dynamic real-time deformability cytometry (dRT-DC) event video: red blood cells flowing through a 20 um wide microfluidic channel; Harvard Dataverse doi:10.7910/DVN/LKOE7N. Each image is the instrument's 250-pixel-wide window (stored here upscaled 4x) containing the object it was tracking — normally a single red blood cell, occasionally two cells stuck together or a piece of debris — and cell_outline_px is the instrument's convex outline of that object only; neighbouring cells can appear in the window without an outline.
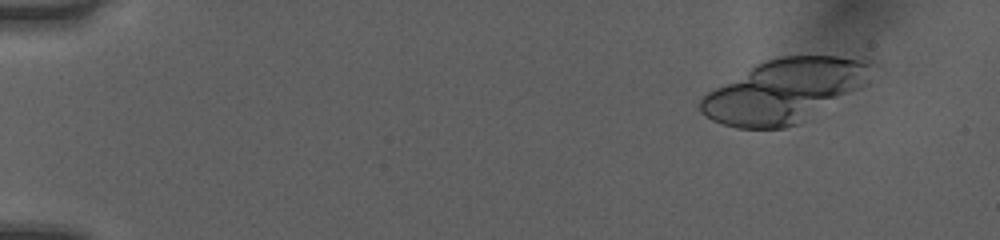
{"species": "human", "species_latin": "Homo sapiens", "temperature_condition": "room temperature", "stored_images_in_passage": 20, "camera_frame_rate_fps": 3000, "um_per_image_px": 0.085, "donor": {"sex": "female"}, "frame": {"image": 1, "passage_image": 5, "time_ms": 1.333, "image_size_px": [1000, 240], "cell_outline_px": [[872, 64], [860, 88], [796, 124], [784, 128], [736, 128], [712, 120], [700, 112], [696, 104], [708, 92], [756, 64], [780, 56], [836, 56], [868, 60]], "centroid_in_image_um": [66.59, 7.73], "position_along_channel_um": 18.4, "area_um2": 61.79}}
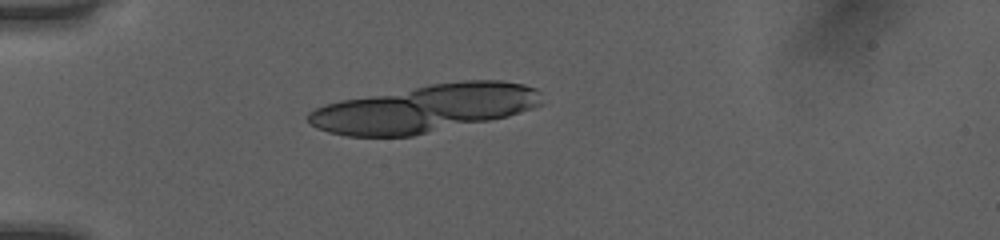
{"frame": {"image": 2, "passage_image": 15, "time_ms": 4.667, "image_size_px": [1000, 240], "cell_outline_px": [[544, 104], [508, 116], [412, 136], [348, 136], [328, 132], [316, 128], [308, 120], [308, 112], [324, 104], [340, 100], [432, 84], [464, 80], [500, 80], [524, 84], [536, 88]], "centroid_in_image_um": [36.11, 9.21], "position_along_channel_um": 48.9, "area_um2": 64.27}}